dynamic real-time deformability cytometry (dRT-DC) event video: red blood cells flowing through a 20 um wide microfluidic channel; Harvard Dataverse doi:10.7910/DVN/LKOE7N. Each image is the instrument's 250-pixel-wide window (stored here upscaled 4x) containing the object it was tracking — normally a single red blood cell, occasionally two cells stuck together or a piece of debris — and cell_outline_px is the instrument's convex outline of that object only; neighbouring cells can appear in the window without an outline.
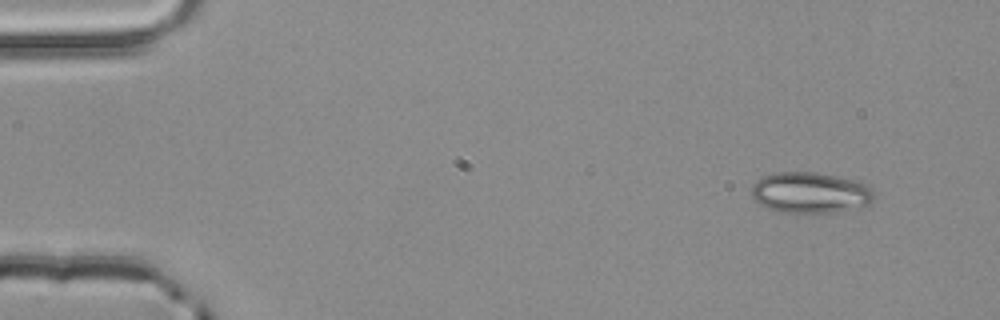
{"species": "common noctule bat (a hibernating species)", "species_latin": "Nyctalus noctula", "temperature_condition": "room temperature", "stored_images_in_passage": 4, "camera_frame_rate_fps": 3000, "um_per_image_px": 0.085, "animal": {"sex": "male", "body_mass_g": 20.4}, "frame": {"image": 1, "passage_image": 1, "time_ms": 0.0, "image_size_px": [1000, 320], "cell_outline_px": [[876, 196], [868, 204], [832, 212], [780, 212], [768, 208], [760, 204], [752, 196], [752, 184], [760, 176], [776, 172], [816, 172], [856, 180], [868, 184], [876, 192]], "centroid_in_image_um": [68.87, 16.35], "position_along_channel_um": 16.1, "area_um2": 29.25}}